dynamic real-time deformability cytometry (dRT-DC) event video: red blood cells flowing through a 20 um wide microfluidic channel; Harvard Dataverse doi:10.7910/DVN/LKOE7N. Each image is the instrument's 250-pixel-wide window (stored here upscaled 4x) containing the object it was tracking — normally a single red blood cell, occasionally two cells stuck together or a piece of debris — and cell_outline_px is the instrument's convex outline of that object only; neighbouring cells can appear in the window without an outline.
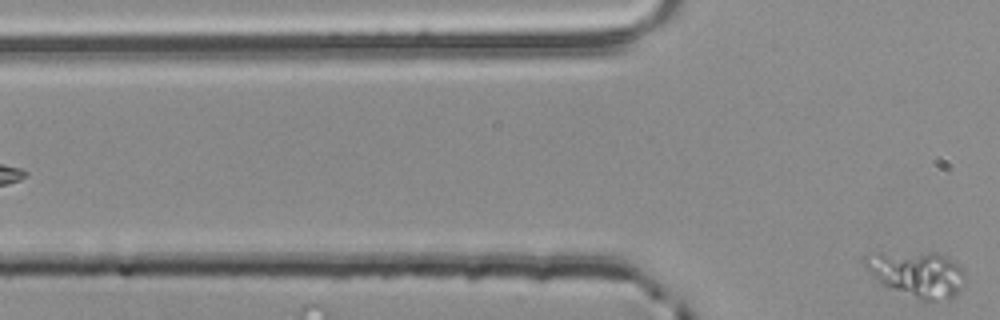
{"species": "common noctule bat (a hibernating species)", "species_latin": "Nyctalus noctula", "temperature_condition": "room temperature", "stored_images_in_passage": 5, "segment_of_instrument_passage": [2, 2], "camera_frame_rate_fps": 3000, "um_per_image_px": 0.085, "animal": {"sex": "male", "body_mass_g": 20.4}, "frame": {"image": 1, "passage_image": 5, "time_ms": 1.333, "image_size_px": [1000, 320], "cell_outline_px": [[964, 284], [956, 296], [948, 300], [920, 300], [880, 284], [864, 268], [864, 256], [880, 252], [932, 252], [944, 256], [960, 264], [964, 268]], "centroid_in_image_um": [77.96, 23.29], "position_along_channel_um": 47.8, "area_um2": 27.17}}